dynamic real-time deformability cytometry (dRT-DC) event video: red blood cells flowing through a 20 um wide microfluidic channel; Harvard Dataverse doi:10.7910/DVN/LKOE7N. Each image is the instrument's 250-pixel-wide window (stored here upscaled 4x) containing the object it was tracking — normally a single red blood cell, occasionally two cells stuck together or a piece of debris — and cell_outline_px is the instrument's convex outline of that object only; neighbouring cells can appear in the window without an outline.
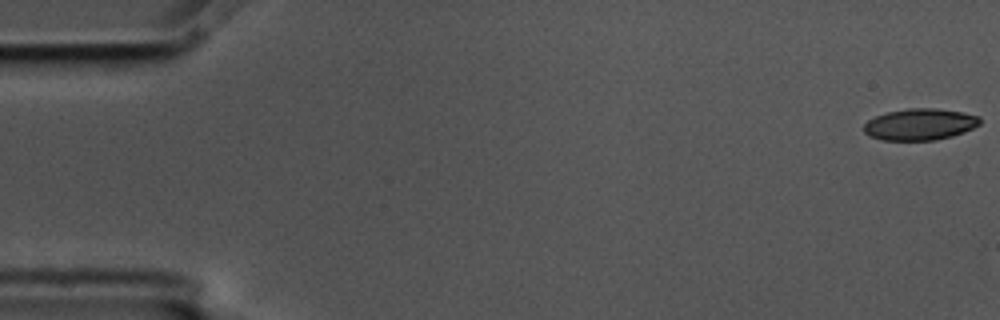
{"species": "common noctule bat (a hibernating species)", "species_latin": "Nyctalus noctula", "temperature_condition": "cold", "stored_images_in_passage": 57, "camera_frame_rate_fps": 3000, "um_per_image_px": 0.085, "animal": {"sex": "male", "body_mass_g": 17.5, "forearm_length_mm": 52.3}, "frame": {"image": 1, "passage_image": 1, "time_ms": 0.0, "image_size_px": [1000, 320], "cell_outline_px": [[980, 124], [964, 132], [952, 136], [936, 140], [880, 140], [868, 136], [864, 132], [864, 124], [868, 120], [876, 116], [888, 112], [908, 108], [936, 108], [964, 112], [980, 116]], "centroid_in_image_um": [78.19, 10.57], "position_along_channel_um": 6.8, "area_um2": 21.44}}
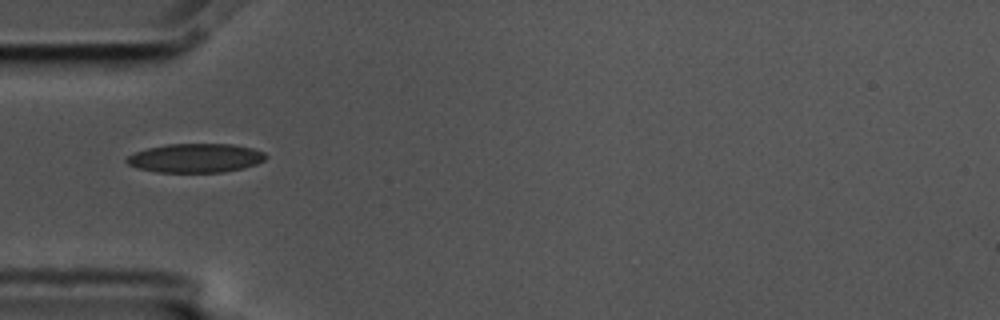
{"frame": {"image": 2, "passage_image": 18, "time_ms": 5.667, "image_size_px": [1000, 320], "cell_outline_px": [[268, 156], [264, 160], [256, 164], [244, 168], [224, 172], [156, 172], [136, 168], [128, 164], [124, 160], [128, 156], [136, 152], [148, 148], [168, 144], [232, 144], [252, 148], [264, 152]], "centroid_in_image_um": [16.63, 13.44], "position_along_channel_um": 68.4, "area_um2": 23.52}}
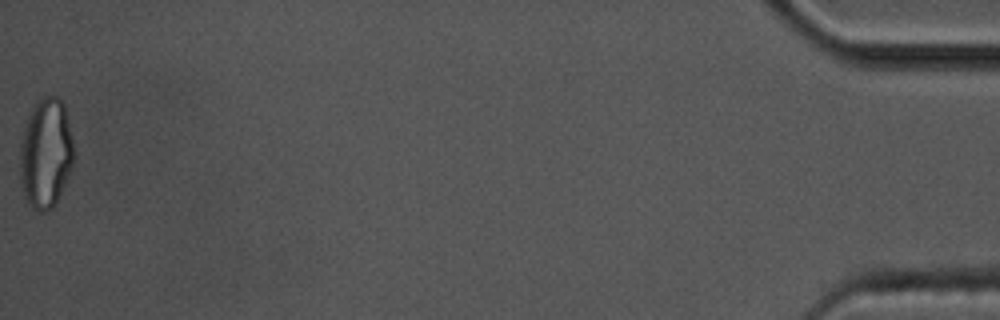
{"frame": {"image": 3, "passage_image": 57, "time_ms": 18.667, "image_size_px": [1000, 320], "cell_outline_px": [[72, 164], [68, 176], [56, 204], [48, 212], [40, 212], [32, 208], [24, 196], [20, 184], [20, 144], [24, 128], [28, 116], [36, 100], [40, 96], [60, 96], [64, 104], [72, 140]], "centroid_in_image_um": [3.86, 13.03], "position_along_channel_um": 431.3, "area_um2": 34.62}, "authors_computed_cell_mechanics": {"area_um2": 22.6576, "velocity_mm_per_s": 3.5632, "shape_relaxation_time_tau1_ms": null, "shape_relaxation_time_tau2_ms": 2.2275, "deformation_change_tau1": null, "deformation_change_tau2": 0.0904}}